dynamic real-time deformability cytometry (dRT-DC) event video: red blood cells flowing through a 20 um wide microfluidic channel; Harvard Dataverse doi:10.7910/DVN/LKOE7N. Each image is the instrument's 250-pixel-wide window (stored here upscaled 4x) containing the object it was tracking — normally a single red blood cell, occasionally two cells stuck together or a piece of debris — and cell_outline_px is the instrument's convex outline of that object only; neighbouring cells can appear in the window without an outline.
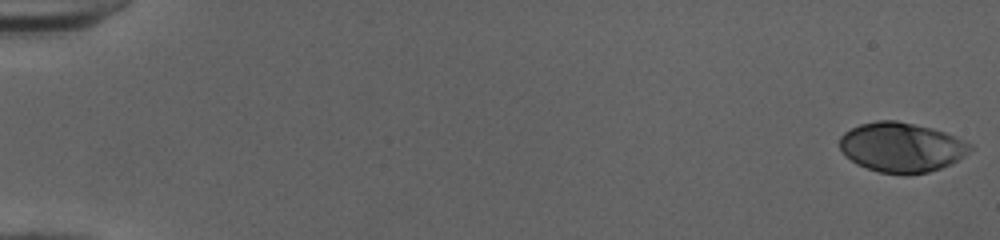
{"species": "human", "species_latin": "Homo sapiens", "temperature_condition": "cold", "stored_images_in_passage": 52, "camera_frame_rate_fps": 3000, "um_per_image_px": 0.085, "donor": {"sex": "female"}, "frame": {"image": 1, "passage_image": 1, "time_ms": 0.0, "image_size_px": [1000, 240], "cell_outline_px": [[976, 148], [952, 164], [928, 172], [908, 176], [880, 172], [856, 164], [840, 148], [840, 136], [844, 132], [860, 124], [876, 120], [896, 120], [932, 128], [944, 132], [972, 144]], "centroid_in_image_um": [76.66, 12.53], "position_along_channel_um": 8.3, "area_um2": 37.92}}
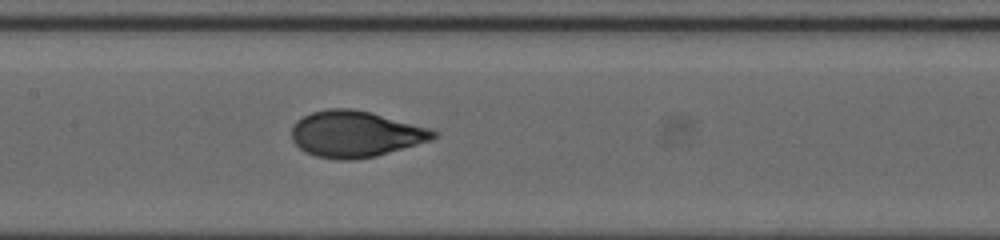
{"frame": {"image": 2, "passage_image": 27, "time_ms": 8.667, "image_size_px": [1000, 240], "cell_outline_px": [[440, 132], [432, 140], [376, 156], [352, 160], [340, 160], [316, 156], [304, 152], [292, 140], [292, 124], [296, 120], [312, 112], [328, 108], [352, 108], [372, 112], [432, 128]], "centroid_in_image_um": [30.24, 11.38], "position_along_channel_um": 177.2, "area_um2": 38.61}}
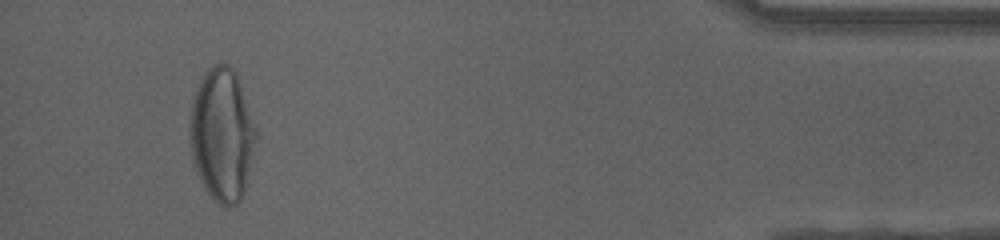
{"frame": {"image": 3, "passage_image": 49, "time_ms": 16.0, "image_size_px": [1000, 240], "cell_outline_px": [[256, 136], [244, 188], [240, 200], [236, 204], [228, 208], [212, 200], [204, 188], [196, 172], [192, 160], [188, 132], [188, 124], [192, 100], [200, 80], [204, 72], [220, 60], [228, 64], [236, 72], [256, 132]], "centroid_in_image_um": [18.8, 11.44], "position_along_channel_um": 416.4, "area_um2": 51.1}, "authors_computed_cell_mechanics": {"area_um2": 37.7145, "velocity_mm_per_s": 4.0295, "shape_relaxation_time_tau1_ms": 4.7365, "shape_relaxation_time_tau2_ms": null, "deformation_change_tau1": 0.2332, "deformation_change_tau2": null}}